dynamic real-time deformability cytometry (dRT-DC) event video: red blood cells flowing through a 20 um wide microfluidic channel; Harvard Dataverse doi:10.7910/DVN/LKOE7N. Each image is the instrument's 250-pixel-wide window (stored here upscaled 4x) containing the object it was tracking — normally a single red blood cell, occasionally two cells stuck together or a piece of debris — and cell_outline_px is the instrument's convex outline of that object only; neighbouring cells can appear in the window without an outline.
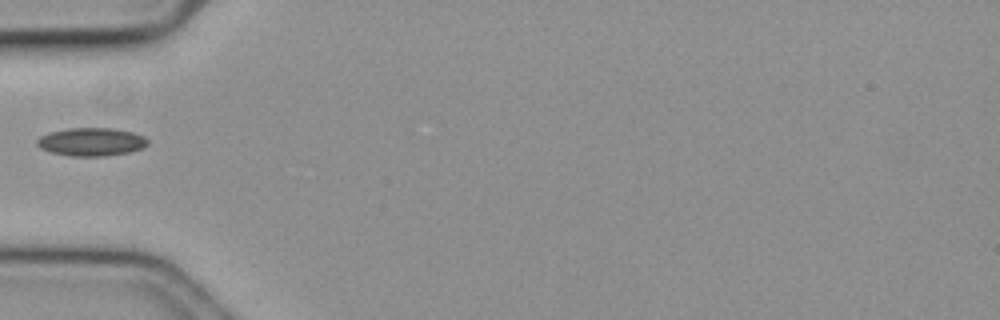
{"species": "common noctule bat (a hibernating species)", "species_latin": "Nyctalus noctula", "temperature_condition": "cold", "stored_images_in_passage": 27, "camera_frame_rate_fps": 3000, "um_per_image_px": 0.085, "animal": {"sex": "female", "body_mass_g": 19.3, "forearm_length_mm": 54.1}, "frame": {"image": 1, "passage_image": 1, "time_ms": 0.0, "image_size_px": [1000, 320], "cell_outline_px": [[148, 144], [140, 148], [128, 152], [104, 156], [72, 156], [52, 152], [40, 148], [36, 144], [36, 140], [40, 136], [48, 132], [68, 128], [112, 128], [132, 132], [144, 136], [148, 140]], "centroid_in_image_um": [7.73, 12.05], "position_along_channel_um": 77.3, "area_um2": 18.09}}
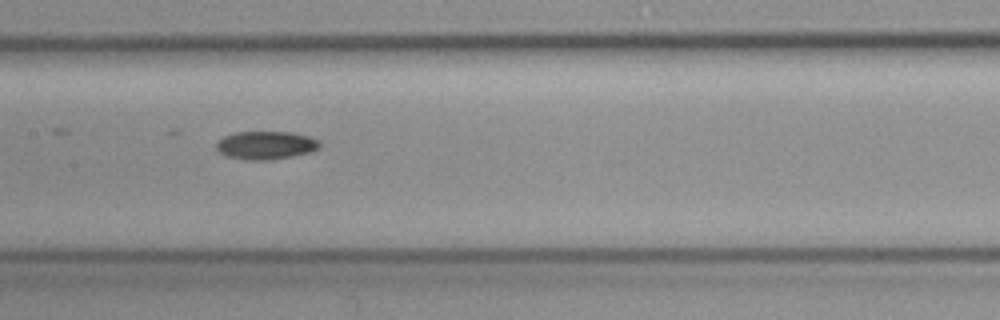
{"frame": {"image": 2, "passage_image": 10, "time_ms": 3.0, "image_size_px": [1000, 320], "cell_outline_px": [[320, 148], [312, 152], [272, 160], [248, 160], [228, 156], [220, 152], [216, 148], [216, 144], [224, 136], [236, 132], [292, 132], [308, 136], [320, 140]], "centroid_in_image_um": [22.65, 12.34], "position_along_channel_um": 184.8, "area_um2": 16.99}}
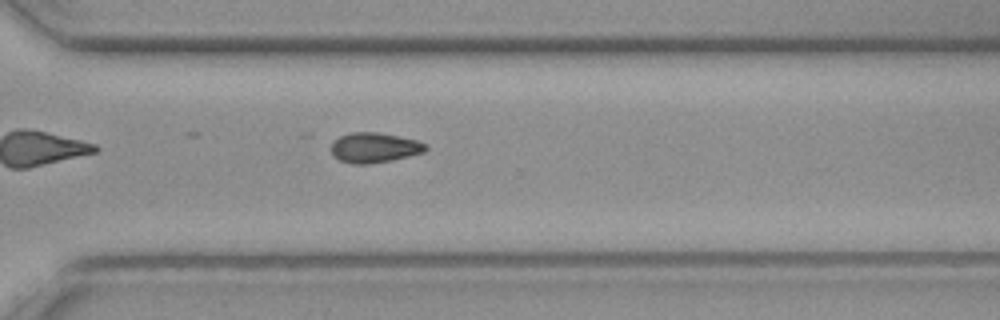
{"frame": {"image": 3, "passage_image": 23, "time_ms": 7.333, "image_size_px": [1000, 320], "cell_outline_px": [[428, 148], [424, 152], [392, 160], [368, 164], [352, 164], [340, 160], [332, 156], [332, 140], [340, 136], [352, 132], [376, 132], [416, 140], [424, 144]], "centroid_in_image_um": [31.77, 12.55], "position_along_channel_um": 338.8, "area_um2": 16.42}}